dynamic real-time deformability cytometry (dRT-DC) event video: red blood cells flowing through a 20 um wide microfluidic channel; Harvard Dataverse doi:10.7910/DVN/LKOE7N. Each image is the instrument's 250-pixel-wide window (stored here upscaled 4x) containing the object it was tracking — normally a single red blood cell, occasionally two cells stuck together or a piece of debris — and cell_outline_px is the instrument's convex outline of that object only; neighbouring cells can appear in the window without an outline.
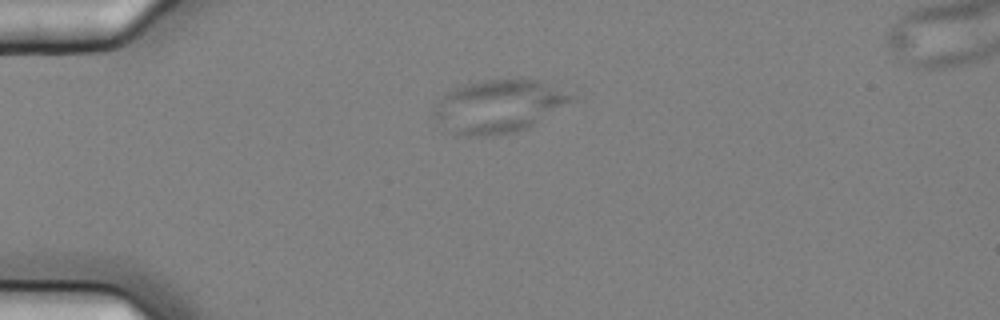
{"species": "common noctule bat (a hibernating species)", "species_latin": "Nyctalus noctula", "temperature_condition": "cold", "stored_images_in_passage": 3, "camera_frame_rate_fps": 3000, "um_per_image_px": 0.085, "animal": {"sex": "female", "body_mass_g": 25.1}, "frame": {"image": 1, "passage_image": 1, "time_ms": 0.0, "image_size_px": [1000, 320], "cell_outline_px": [[576, 100], [532, 124], [516, 132], [484, 136], [456, 136], [432, 112], [432, 104], [444, 92], [452, 88], [464, 84], [484, 80], [536, 80], [548, 84], [576, 96]], "centroid_in_image_um": [42.32, 9.02], "position_along_channel_um": 42.7, "area_um2": 42.02}}
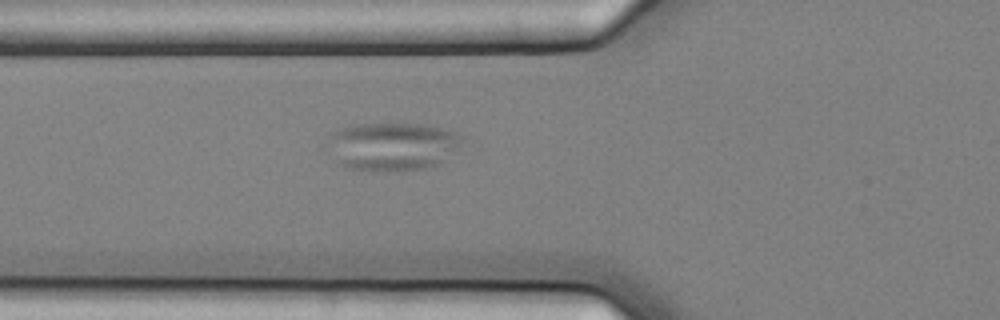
{"frame": {"image": 2, "passage_image": 3, "time_ms": 0.667, "image_size_px": [1000, 320], "cell_outline_px": [[464, 136], [456, 148], [440, 164], [428, 168], [388, 172], [372, 172], [348, 168], [336, 164], [324, 152], [320, 144], [332, 132], [340, 128], [352, 124], [420, 124], [444, 128], [456, 132]], "centroid_in_image_um": [33.16, 12.46], "position_along_channel_um": 92.6, "area_um2": 39.3}}